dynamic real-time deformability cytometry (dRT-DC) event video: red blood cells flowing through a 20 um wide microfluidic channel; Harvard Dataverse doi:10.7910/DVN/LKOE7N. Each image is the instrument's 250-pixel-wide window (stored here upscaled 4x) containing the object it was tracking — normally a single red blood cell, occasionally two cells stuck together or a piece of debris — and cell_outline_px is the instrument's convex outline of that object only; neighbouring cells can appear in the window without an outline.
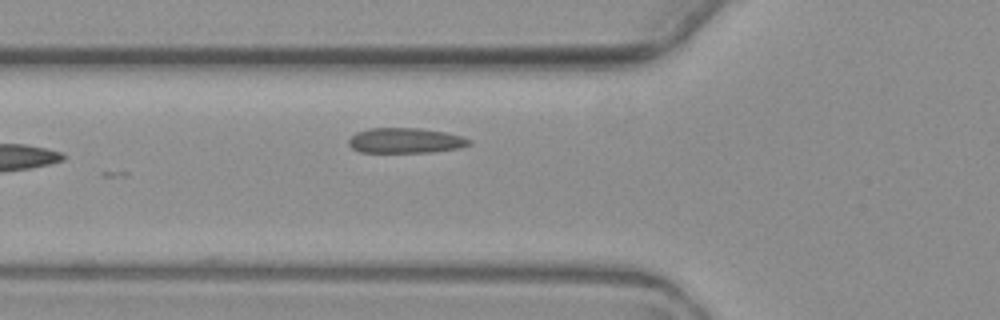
{"species": "common noctule bat (a hibernating species)", "species_latin": "Nyctalus noctula", "temperature_condition": "warm", "stored_images_in_passage": 7, "camera_frame_rate_fps": 3000, "um_per_image_px": 0.085, "animal": {"sex": "female", "body_mass_g": 19.3, "forearm_length_mm": 54.1}, "frame": {"image": 1, "passage_image": 7, "time_ms": 7.333, "image_size_px": [1000, 320], "cell_outline_px": [[472, 144], [460, 148], [432, 152], [360, 152], [352, 148], [348, 144], [348, 140], [356, 132], [368, 128], [420, 128], [444, 132], [460, 136], [472, 140]], "centroid_in_image_um": [34.46, 11.95], "position_along_channel_um": 91.3, "area_um2": 17.74}}